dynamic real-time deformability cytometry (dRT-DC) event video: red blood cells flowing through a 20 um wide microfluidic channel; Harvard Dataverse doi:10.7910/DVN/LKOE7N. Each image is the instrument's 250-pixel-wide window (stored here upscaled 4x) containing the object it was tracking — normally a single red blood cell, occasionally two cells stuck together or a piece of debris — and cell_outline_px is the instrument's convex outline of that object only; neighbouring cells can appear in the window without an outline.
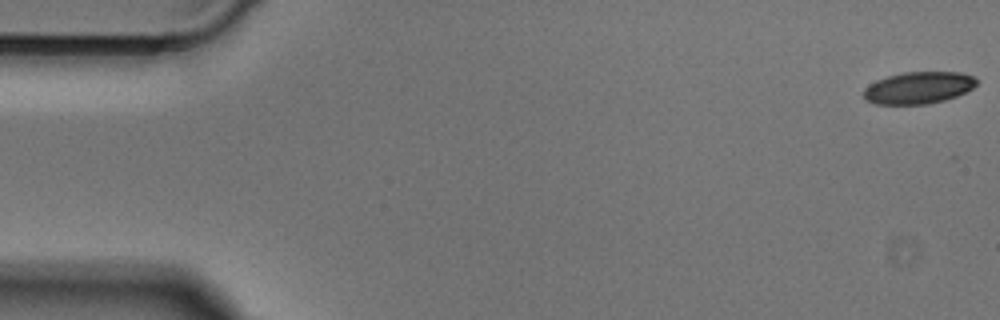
{"species": "Egyptian fruit bat (a non-hibernating species)", "species_latin": "Rousettus aegyptiacus", "temperature_condition": "cold", "stored_images_in_passage": 45, "camera_frame_rate_fps": 3000, "um_per_image_px": 0.085, "animal": {"sex": "male"}, "frame": {"image": 1, "passage_image": 1, "time_ms": 0.0, "image_size_px": [1000, 320], "cell_outline_px": [[976, 84], [972, 88], [956, 96], [944, 100], [928, 104], [876, 104], [868, 100], [864, 96], [864, 88], [868, 84], [876, 80], [888, 76], [904, 72], [960, 72], [972, 76], [976, 80]], "centroid_in_image_um": [78.05, 7.45], "position_along_channel_um": 7.0, "area_um2": 20.87}}
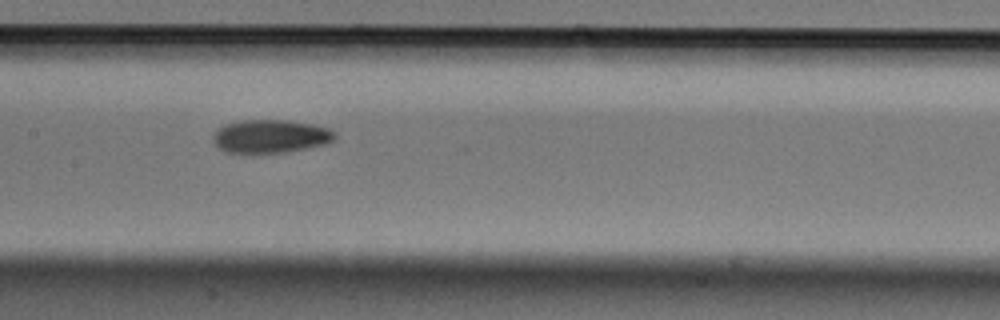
{"frame": {"image": 2, "passage_image": 24, "time_ms": 7.667, "image_size_px": [1000, 320], "cell_outline_px": [[336, 136], [328, 144], [288, 152], [256, 156], [248, 156], [224, 152], [216, 148], [212, 140], [212, 136], [224, 124], [240, 120], [288, 120], [312, 124], [328, 128], [336, 132]], "centroid_in_image_um": [22.93, 11.64], "position_along_channel_um": 184.5, "area_um2": 24.8}}
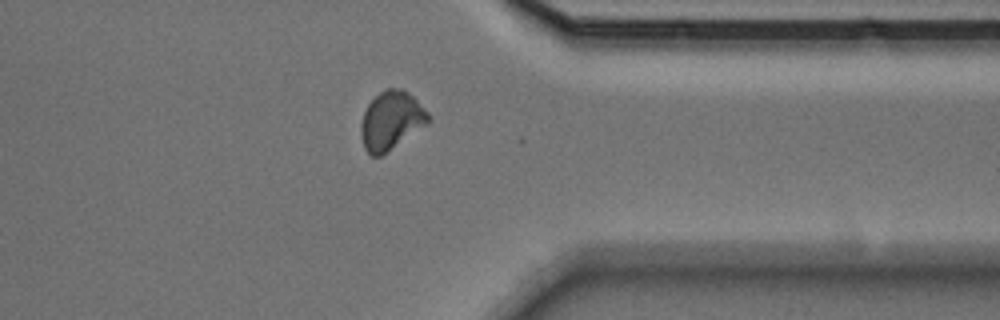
{"frame": {"image": 3, "passage_image": 39, "time_ms": 12.667, "image_size_px": [1000, 320], "cell_outline_px": [[428, 124], [380, 156], [372, 156], [364, 148], [360, 136], [360, 124], [364, 112], [368, 104], [380, 92], [388, 88], [404, 88], [428, 112]], "centroid_in_image_um": [33.23, 10.24], "position_along_channel_um": 378.2, "area_um2": 22.72}}